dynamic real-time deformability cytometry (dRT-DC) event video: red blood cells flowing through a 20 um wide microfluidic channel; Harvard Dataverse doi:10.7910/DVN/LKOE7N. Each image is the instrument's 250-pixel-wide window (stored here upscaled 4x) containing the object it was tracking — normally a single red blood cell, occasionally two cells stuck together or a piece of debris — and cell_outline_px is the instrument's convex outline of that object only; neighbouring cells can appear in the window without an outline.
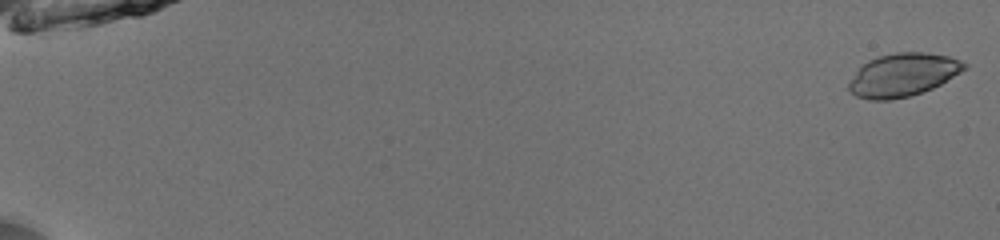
{"species": "common noctule bat (a hibernating species)", "species_latin": "Nyctalus noctula", "temperature_condition": "room temperature", "stored_images_in_passage": 19, "camera_frame_rate_fps": 3000, "um_per_image_px": 0.085, "animal": {"sex": "male", "body_mass_g": 13.0, "forearm_length_mm": 53.1}, "frame": {"image": 1, "passage_image": 1, "time_ms": 0.0, "image_size_px": [1000, 240], "cell_outline_px": [[968, 68], [940, 84], [932, 88], [908, 96], [892, 100], [868, 100], [856, 96], [848, 88], [848, 84], [856, 72], [868, 60], [880, 56], [896, 52], [924, 52], [948, 56], [960, 60], [968, 64]], "centroid_in_image_um": [76.77, 6.36], "position_along_channel_um": 8.2, "area_um2": 28.78}}
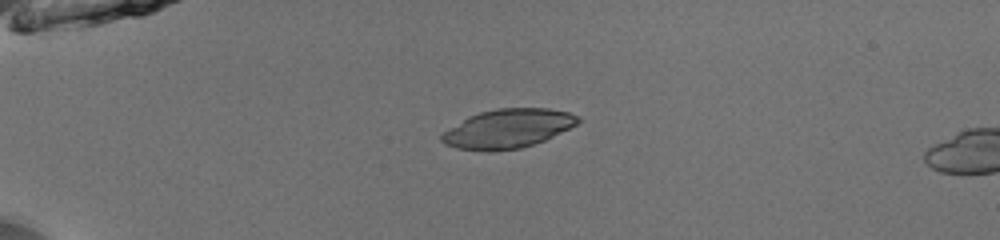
{"frame": {"image": 2, "passage_image": 15, "time_ms": 4.667, "image_size_px": [1000, 240], "cell_outline_px": [[580, 120], [576, 124], [544, 140], [520, 148], [492, 152], [488, 152], [456, 148], [444, 144], [440, 140], [440, 136], [444, 132], [468, 116], [480, 112], [496, 108], [548, 108], [568, 112], [576, 116]], "centroid_in_image_um": [43.11, 10.94], "position_along_channel_um": 41.9, "area_um2": 30.75}}